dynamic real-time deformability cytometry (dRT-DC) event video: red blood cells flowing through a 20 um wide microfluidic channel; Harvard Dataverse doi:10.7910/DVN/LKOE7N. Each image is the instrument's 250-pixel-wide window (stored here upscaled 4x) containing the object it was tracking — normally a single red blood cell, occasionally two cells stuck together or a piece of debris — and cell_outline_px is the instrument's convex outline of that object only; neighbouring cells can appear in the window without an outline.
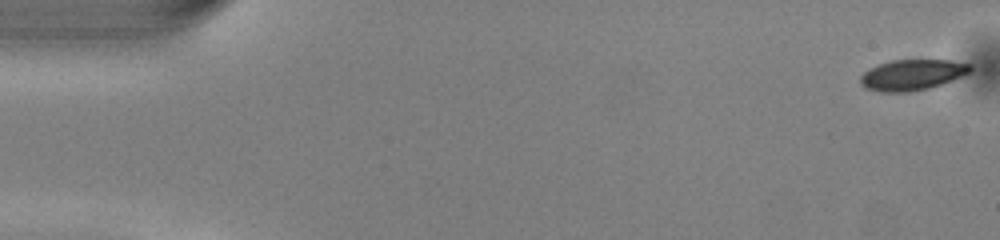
{"species": "common noctule bat (a hibernating species)", "species_latin": "Nyctalus noctula", "temperature_condition": "warm", "stored_images_in_passage": 10, "camera_frame_rate_fps": 3000, "um_per_image_px": 0.085, "animal": {"sex": "male", "body_mass_g": 13.0, "forearm_length_mm": 53.1}, "frame": {"image": 1, "passage_image": 1, "time_ms": 0.0, "image_size_px": [1000, 240], "cell_outline_px": [[972, 72], [952, 80], [928, 88], [908, 92], [880, 92], [864, 88], [860, 84], [860, 76], [864, 72], [880, 64], [892, 60], [948, 60], [972, 64]], "centroid_in_image_um": [77.54, 6.36], "position_along_channel_um": 7.5, "area_um2": 19.65}}